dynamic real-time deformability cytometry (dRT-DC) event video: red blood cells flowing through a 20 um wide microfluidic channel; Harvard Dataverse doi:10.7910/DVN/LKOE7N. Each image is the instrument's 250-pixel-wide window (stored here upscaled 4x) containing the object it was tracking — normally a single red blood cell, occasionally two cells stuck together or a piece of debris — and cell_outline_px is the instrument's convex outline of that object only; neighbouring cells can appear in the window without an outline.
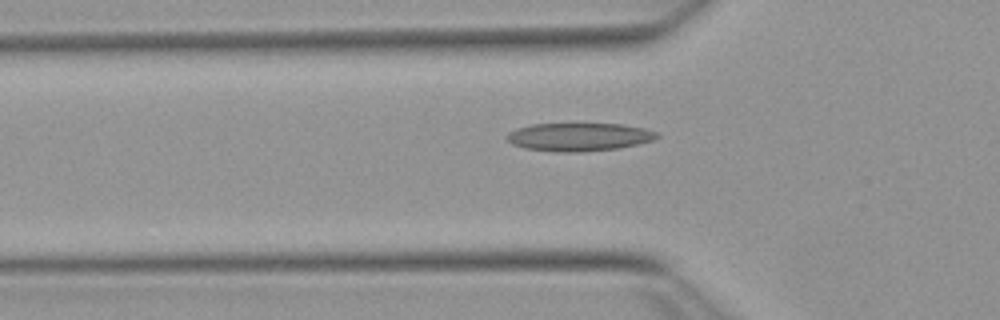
{"species": "Egyptian fruit bat (a non-hibernating species)", "species_latin": "Rousettus aegyptiacus", "temperature_condition": "warm", "stored_images_in_passage": 38, "camera_frame_rate_fps": 3000, "um_per_image_px": 0.085, "animal": {"sex": "female"}, "frame": {"image": 1, "passage_image": 4, "time_ms": 1.0, "image_size_px": [1000, 320], "cell_outline_px": [[660, 136], [652, 140], [636, 144], [616, 148], [580, 152], [556, 152], [524, 148], [512, 144], [504, 136], [508, 132], [516, 128], [532, 124], [624, 124], [644, 128], [656, 132]], "centroid_in_image_um": [49.16, 11.63], "position_along_channel_um": 76.6, "area_um2": 24.57}}
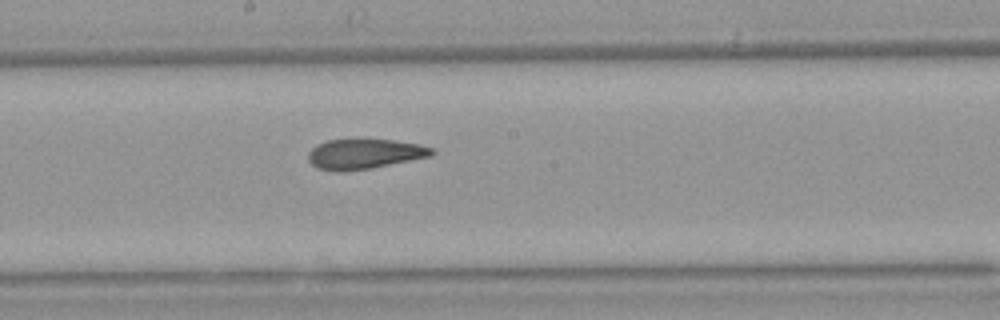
{"frame": {"image": 2, "passage_image": 15, "time_ms": 4.667, "image_size_px": [1000, 320], "cell_outline_px": [[436, 152], [432, 156], [372, 168], [344, 172], [332, 172], [316, 168], [308, 160], [308, 152], [316, 144], [328, 140], [392, 140], [420, 144], [436, 148]], "centroid_in_image_um": [30.99, 13.1], "position_along_channel_um": 217.2, "area_um2": 21.91}}
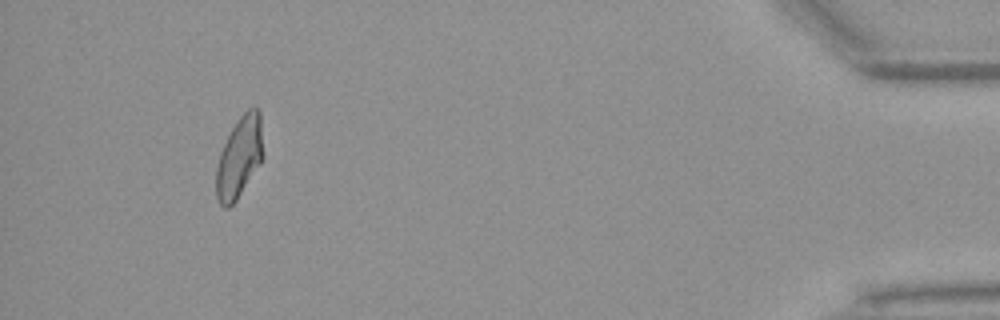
{"frame": {"image": 3, "passage_image": 36, "time_ms": 11.667, "image_size_px": [1000, 320], "cell_outline_px": [[264, 160], [236, 200], [228, 208], [224, 208], [220, 204], [216, 196], [216, 168], [220, 152], [236, 120], [248, 108], [256, 108], [260, 112], [264, 156]], "centroid_in_image_um": [20.37, 13.37], "position_along_channel_um": 414.8, "area_um2": 22.43}, "authors_computed_cell_mechanics": {"area_um2": 22.4842, "velocity_mm_per_s": 3.8303, "shape_relaxation_time_tau1_ms": 9.7595, "shape_relaxation_time_tau2_ms": 2.3755, "deformation_change_tau1": 0.2457, "deformation_change_tau2": 0.0844}}